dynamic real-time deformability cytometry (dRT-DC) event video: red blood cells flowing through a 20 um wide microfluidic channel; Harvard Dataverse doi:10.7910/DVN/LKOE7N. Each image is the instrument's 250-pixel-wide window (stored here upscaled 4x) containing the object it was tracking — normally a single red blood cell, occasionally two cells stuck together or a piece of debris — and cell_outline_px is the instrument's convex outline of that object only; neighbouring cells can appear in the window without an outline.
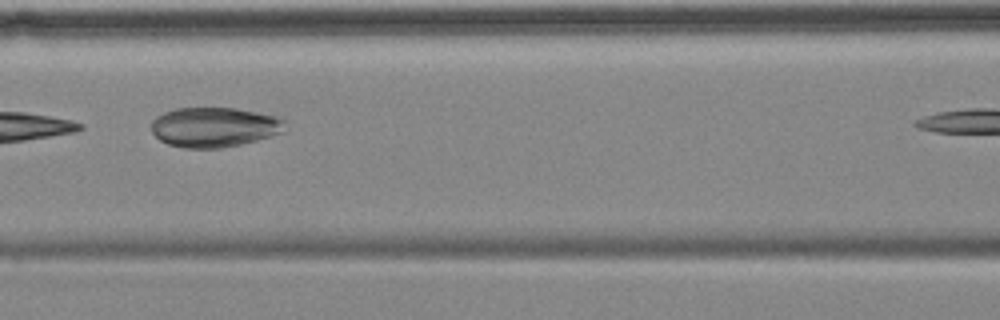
{"species": "common noctule bat (a hibernating species)", "species_latin": "Nyctalus noctula", "temperature_condition": "cold", "stored_images_in_passage": 10, "camera_frame_rate_fps": 3000, "um_per_image_px": 0.085, "animal": {"sex": "female", "body_mass_g": 18.4}, "frame": {"image": 1, "passage_image": 6, "time_ms": 7.333, "image_size_px": [1000, 320], "cell_outline_px": [[284, 120], [280, 132], [256, 140], [240, 144], [220, 148], [184, 148], [168, 144], [160, 140], [152, 132], [152, 120], [156, 116], [164, 112], [176, 108], [236, 108], [272, 116]], "centroid_in_image_um": [18.11, 10.81], "position_along_channel_um": 148.5, "area_um2": 30.46}}